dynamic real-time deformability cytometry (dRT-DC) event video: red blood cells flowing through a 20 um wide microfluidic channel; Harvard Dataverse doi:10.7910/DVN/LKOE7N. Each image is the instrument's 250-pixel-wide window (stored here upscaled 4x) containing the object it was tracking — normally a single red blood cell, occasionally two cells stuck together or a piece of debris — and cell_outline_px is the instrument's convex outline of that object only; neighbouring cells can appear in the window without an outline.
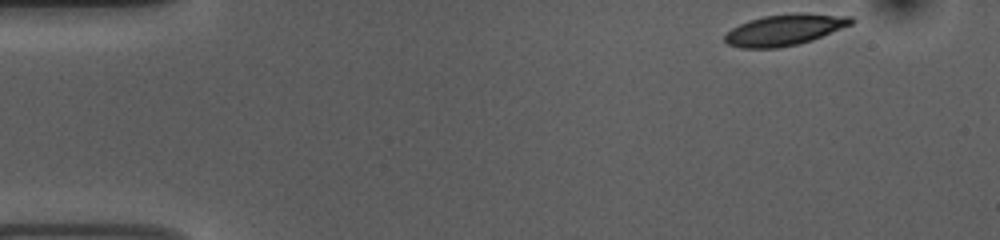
{"species": "common noctule bat (a hibernating species)", "species_latin": "Nyctalus noctula", "temperature_condition": "room temperature", "stored_images_in_passage": 49, "camera_frame_rate_fps": 3000, "um_per_image_px": 0.085, "animal": {"sex": "female", "body_mass_g": 10.0, "forearm_length_mm": 53.1}, "frame": {"image": 1, "passage_image": 1, "time_ms": 0.0, "image_size_px": [1000, 240], "cell_outline_px": [[856, 20], [852, 24], [812, 40], [796, 44], [776, 48], [740, 48], [728, 44], [724, 40], [724, 36], [732, 28], [748, 20], [764, 16], [800, 12], [852, 16]], "centroid_in_image_um": [66.72, 2.52], "position_along_channel_um": 18.3, "area_um2": 22.95}}
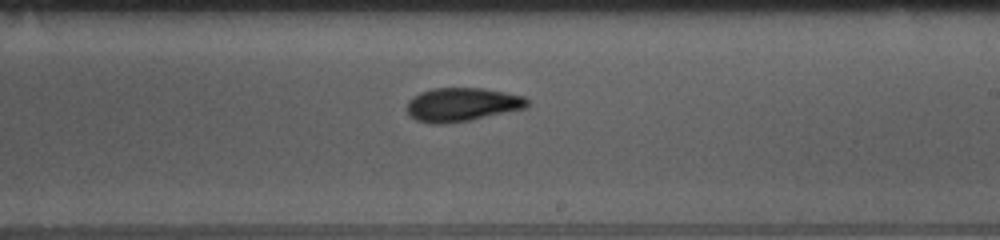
{"frame": {"image": 2, "passage_image": 27, "time_ms": 8.667, "image_size_px": [1000, 240], "cell_outline_px": [[528, 108], [468, 120], [444, 124], [432, 124], [416, 120], [408, 116], [404, 108], [408, 100], [412, 96], [420, 92], [432, 88], [484, 88], [524, 96], [528, 100]], "centroid_in_image_um": [39.21, 8.89], "position_along_channel_um": 249.8, "area_um2": 23.93}}
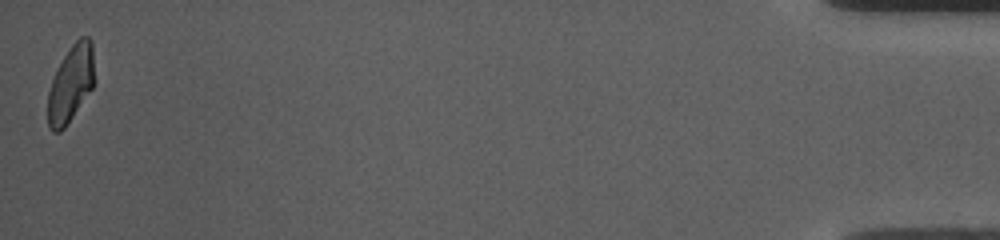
{"frame": {"image": 3, "passage_image": 49, "time_ms": 16.0, "image_size_px": [1000, 240], "cell_outline_px": [[92, 88], [64, 128], [60, 132], [52, 132], [48, 128], [48, 92], [52, 80], [64, 56], [72, 44], [80, 36], [88, 36], [92, 40]], "centroid_in_image_um": [5.98, 7.14], "position_along_channel_um": 429.2, "area_um2": 20.23}, "authors_computed_cell_mechanics": {"area_um2": 22.831, "velocity_mm_per_s": 3.7161, "shape_relaxation_time_tau1_ms": 6.8698, "shape_relaxation_time_tau2_ms": 3.6914, "deformation_change_tau1": 0.1942, "deformation_change_tau2": 0.1037}}